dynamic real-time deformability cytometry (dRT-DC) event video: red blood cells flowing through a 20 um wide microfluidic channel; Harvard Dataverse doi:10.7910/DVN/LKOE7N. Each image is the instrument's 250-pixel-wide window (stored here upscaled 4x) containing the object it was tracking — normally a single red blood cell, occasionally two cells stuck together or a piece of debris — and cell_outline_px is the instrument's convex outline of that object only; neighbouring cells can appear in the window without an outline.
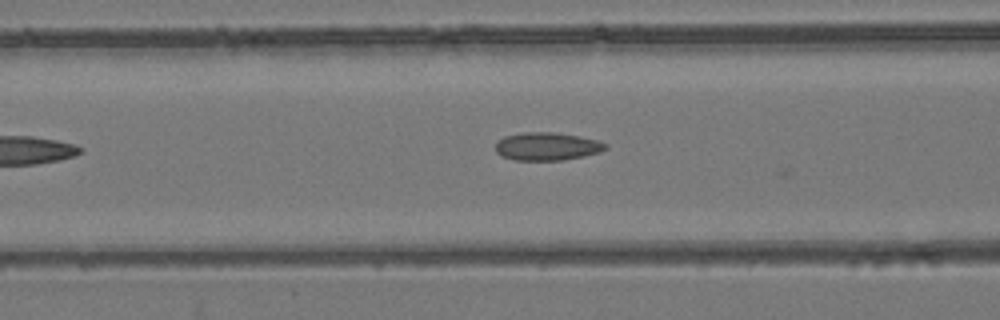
{"species": "common noctule bat (a hibernating species)", "species_latin": "Nyctalus noctula", "temperature_condition": "room temperature", "stored_images_in_passage": 25, "camera_frame_rate_fps": 3000, "um_per_image_px": 0.085, "animal": {"sex": "female", "body_mass_g": 24.6, "forearm_length_mm": 56.2}, "frame": {"image": 1, "passage_image": 11, "time_ms": 3.333, "image_size_px": [1000, 320], "cell_outline_px": [[608, 148], [600, 152], [584, 156], [564, 160], [516, 160], [500, 156], [496, 152], [496, 140], [504, 136], [524, 132], [552, 132], [580, 136], [596, 140], [608, 144]], "centroid_in_image_um": [46.49, 12.44], "position_along_channel_um": 120.1, "area_um2": 18.09}}
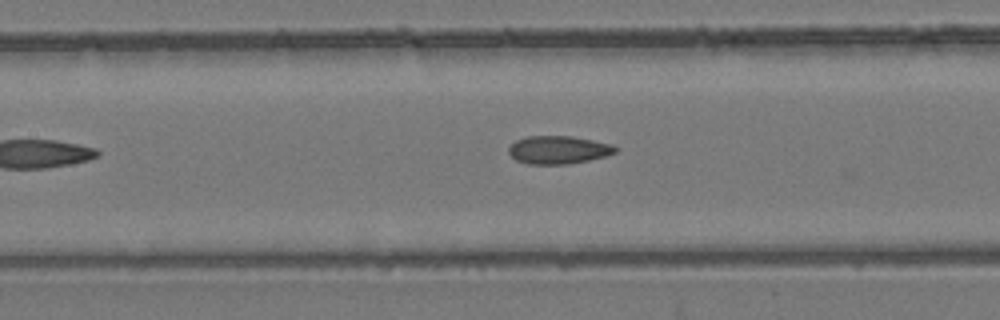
{"frame": {"image": 2, "passage_image": 14, "time_ms": 4.333, "image_size_px": [1000, 320], "cell_outline_px": [[620, 148], [616, 152], [604, 156], [588, 160], [568, 164], [528, 164], [516, 160], [508, 152], [508, 148], [516, 140], [528, 136], [572, 136], [612, 144]], "centroid_in_image_um": [47.47, 12.73], "position_along_channel_um": 159.9, "area_um2": 17.4}}
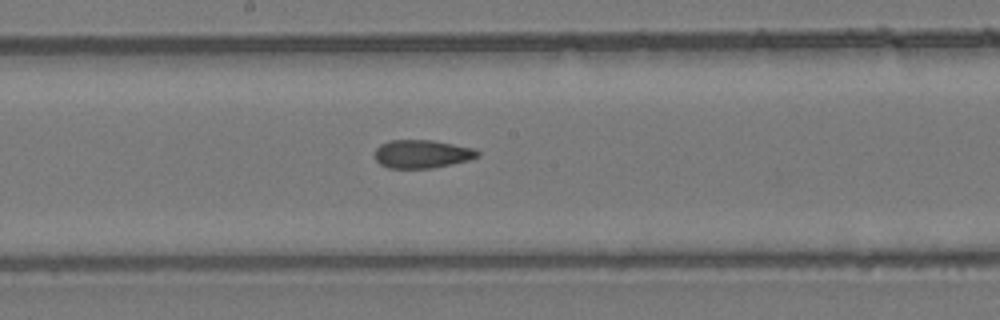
{"frame": {"image": 3, "passage_image": 18, "time_ms": 5.667, "image_size_px": [1000, 320], "cell_outline_px": [[480, 156], [468, 160], [432, 168], [388, 168], [380, 164], [376, 160], [376, 148], [380, 144], [388, 140], [432, 140], [472, 148], [480, 152]], "centroid_in_image_um": [35.85, 13.08], "position_along_channel_um": 212.3, "area_um2": 16.82}}